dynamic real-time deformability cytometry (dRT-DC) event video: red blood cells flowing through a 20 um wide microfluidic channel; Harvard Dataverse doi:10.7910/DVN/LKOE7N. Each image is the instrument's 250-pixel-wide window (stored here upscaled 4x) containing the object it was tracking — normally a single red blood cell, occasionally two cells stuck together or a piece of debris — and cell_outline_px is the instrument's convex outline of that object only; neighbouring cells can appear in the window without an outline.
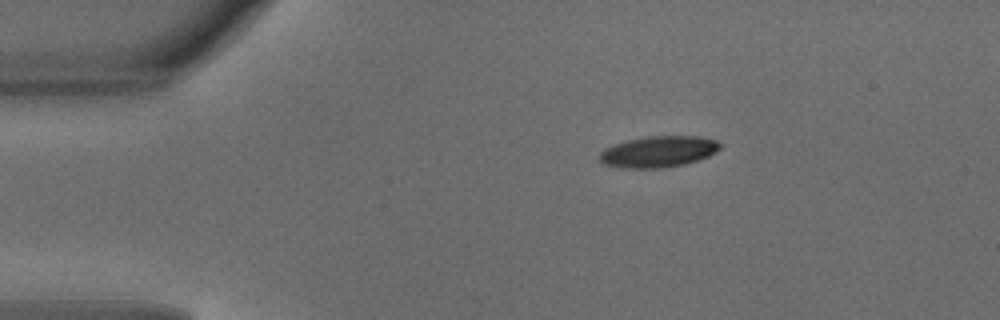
{"species": "common noctule bat (a hibernating species)", "species_latin": "Nyctalus noctula", "temperature_condition": "warm", "stored_images_in_passage": 42, "camera_frame_rate_fps": 3000, "um_per_image_px": 0.085, "animal": {"sex": "male", "body_mass_g": 18.8}, "frame": {"image": 1, "passage_image": 1, "time_ms": 0.0, "image_size_px": [1000, 320], "cell_outline_px": [[720, 148], [716, 152], [708, 156], [684, 164], [664, 168], [624, 168], [604, 164], [600, 160], [600, 152], [604, 148], [628, 140], [648, 136], [700, 136], [716, 140], [720, 144]], "centroid_in_image_um": [55.97, 12.89], "position_along_channel_um": 29.0, "area_um2": 21.79}}
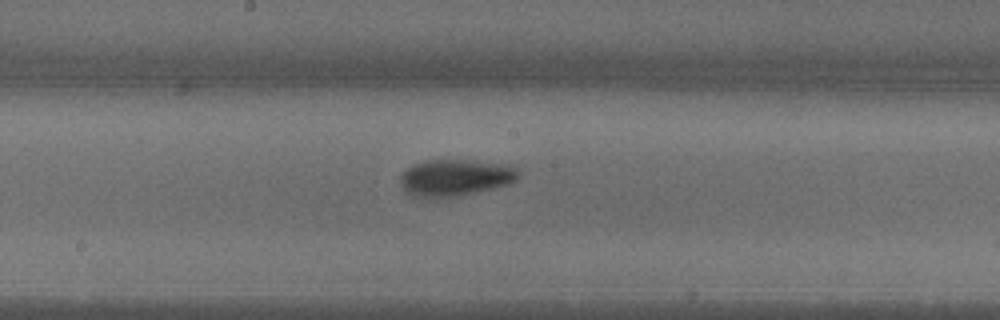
{"frame": {"image": 2, "passage_image": 18, "time_ms": 5.667, "image_size_px": [1000, 320], "cell_outline_px": [[520, 176], [516, 180], [508, 184], [472, 192], [452, 196], [412, 196], [404, 192], [400, 184], [400, 176], [412, 164], [424, 160], [464, 160], [508, 164], [516, 168], [520, 172]], "centroid_in_image_um": [38.68, 15.07], "position_along_channel_um": 209.5, "area_um2": 24.85}}
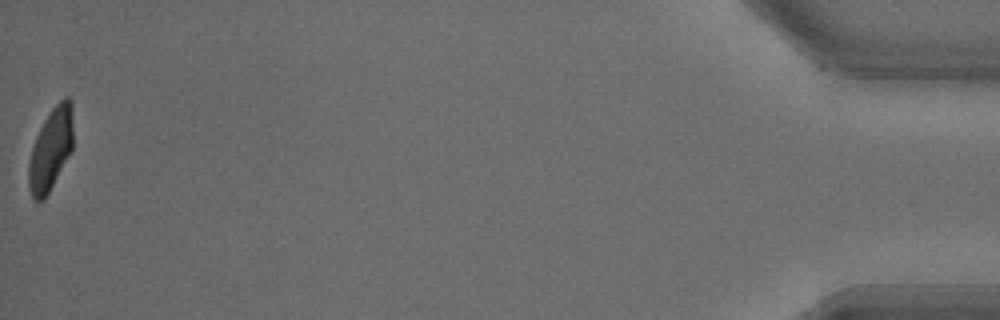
{"frame": {"image": 3, "passage_image": 41, "time_ms": 13.333, "image_size_px": [1000, 320], "cell_outline_px": [[72, 148], [44, 200], [36, 200], [32, 196], [28, 184], [28, 164], [32, 148], [36, 136], [44, 120], [52, 108], [64, 96], [68, 96], [72, 100]], "centroid_in_image_um": [4.31, 12.64], "position_along_channel_um": 430.9, "area_um2": 20.92}, "authors_computed_cell_mechanics": {"area_um2": 23.4379, "velocity_mm_per_s": 4.146, "shape_relaxation_time_tau1_ms": 3.0301, "shape_relaxation_time_tau2_ms": 2.8904, "deformation_change_tau1": 0.1476, "deformation_change_tau2": 0.0753}}